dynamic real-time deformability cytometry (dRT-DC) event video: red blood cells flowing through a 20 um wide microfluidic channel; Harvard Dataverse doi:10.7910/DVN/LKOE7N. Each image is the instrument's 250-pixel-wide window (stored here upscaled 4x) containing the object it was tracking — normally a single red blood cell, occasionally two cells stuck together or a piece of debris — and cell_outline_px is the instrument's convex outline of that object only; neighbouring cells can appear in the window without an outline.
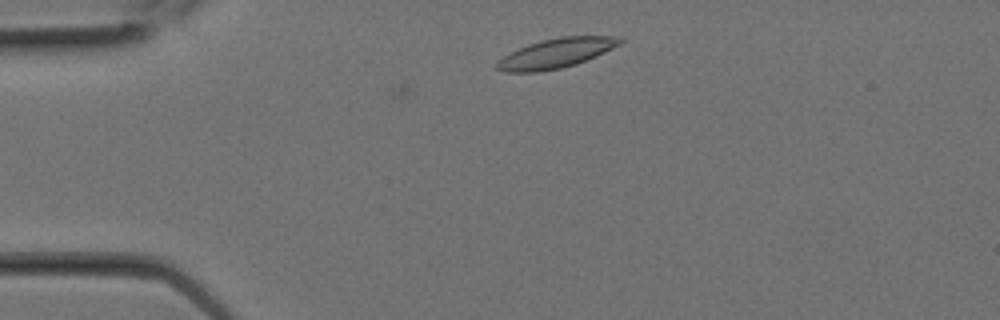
{"species": "Egyptian fruit bat (a non-hibernating species)", "species_latin": "Rousettus aegyptiacus", "temperature_condition": "room temperature", "stored_images_in_passage": 2, "camera_frame_rate_fps": 3000, "um_per_image_px": 0.085, "animal": {"sex": "female"}, "frame": {"image": 1, "passage_image": 2, "time_ms": 0.333, "image_size_px": [1000, 320], "cell_outline_px": [[624, 40], [620, 44], [596, 56], [576, 64], [560, 68], [540, 72], [504, 72], [496, 68], [496, 60], [508, 52], [528, 44], [560, 36], [620, 36]], "centroid_in_image_um": [47.23, 4.52], "position_along_channel_um": 37.8, "area_um2": 21.33}}